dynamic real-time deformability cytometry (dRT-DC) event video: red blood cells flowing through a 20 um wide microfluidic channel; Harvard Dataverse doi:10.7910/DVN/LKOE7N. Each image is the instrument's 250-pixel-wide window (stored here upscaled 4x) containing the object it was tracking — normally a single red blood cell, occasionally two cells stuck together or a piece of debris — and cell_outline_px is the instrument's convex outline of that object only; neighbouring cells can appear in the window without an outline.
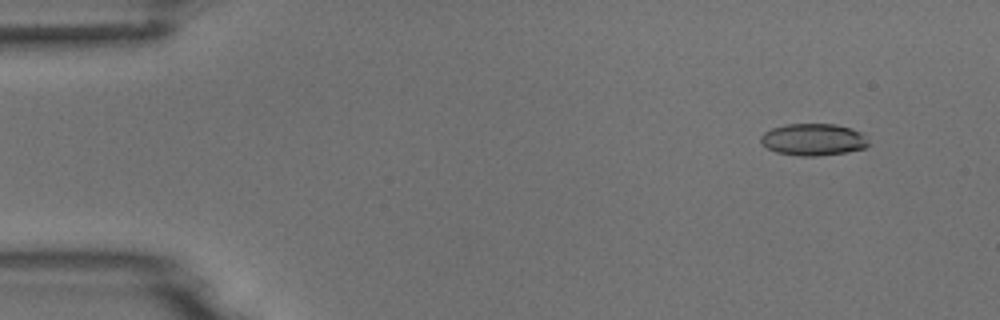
{"species": "common noctule bat (a hibernating species)", "species_latin": "Nyctalus noctula", "temperature_condition": "room temperature", "stored_images_in_passage": 5, "camera_frame_rate_fps": 3000, "um_per_image_px": 0.085, "animal": {"sex": "male", "body_mass_g": 18.8}, "frame": {"image": 1, "passage_image": 2, "time_ms": 1.333, "image_size_px": [1000, 320], "cell_outline_px": [[868, 144], [864, 148], [848, 152], [816, 156], [800, 156], [776, 152], [760, 144], [760, 136], [764, 132], [772, 128], [784, 124], [836, 124], [852, 128], [860, 132], [864, 136]], "centroid_in_image_um": [69.09, 11.86], "position_along_channel_um": 15.9, "area_um2": 20.11}}